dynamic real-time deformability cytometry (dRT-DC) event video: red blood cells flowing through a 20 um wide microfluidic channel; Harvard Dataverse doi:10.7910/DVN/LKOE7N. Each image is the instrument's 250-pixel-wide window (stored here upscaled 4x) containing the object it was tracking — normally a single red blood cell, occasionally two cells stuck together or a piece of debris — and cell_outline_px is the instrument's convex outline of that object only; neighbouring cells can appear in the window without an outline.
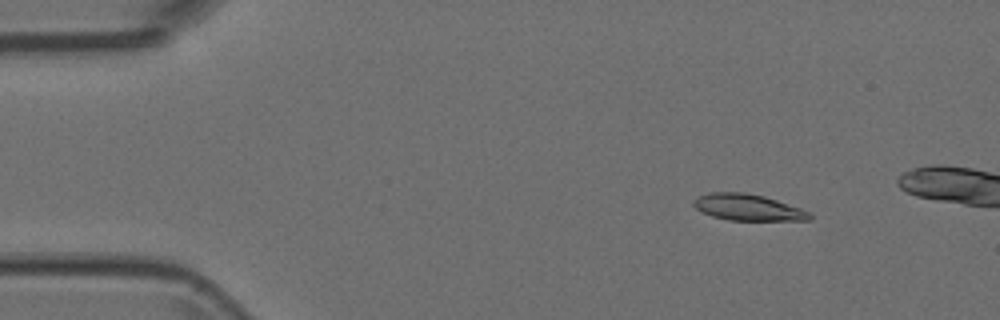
{"species": "Egyptian fruit bat (a non-hibernating species)", "species_latin": "Rousettus aegyptiacus", "temperature_condition": "room temperature", "stored_images_in_passage": 5, "camera_frame_rate_fps": 3000, "um_per_image_px": 0.085, "animal": {"sex": "female"}, "frame": {"image": 1, "passage_image": 2, "time_ms": 0.333, "image_size_px": [1000, 320], "cell_outline_px": [[812, 220], [728, 220], [712, 216], [696, 208], [692, 204], [692, 200], [708, 192], [744, 192], [764, 196], [812, 212]], "centroid_in_image_um": [63.58, 17.62], "position_along_channel_um": 21.4, "area_um2": 17.8}}